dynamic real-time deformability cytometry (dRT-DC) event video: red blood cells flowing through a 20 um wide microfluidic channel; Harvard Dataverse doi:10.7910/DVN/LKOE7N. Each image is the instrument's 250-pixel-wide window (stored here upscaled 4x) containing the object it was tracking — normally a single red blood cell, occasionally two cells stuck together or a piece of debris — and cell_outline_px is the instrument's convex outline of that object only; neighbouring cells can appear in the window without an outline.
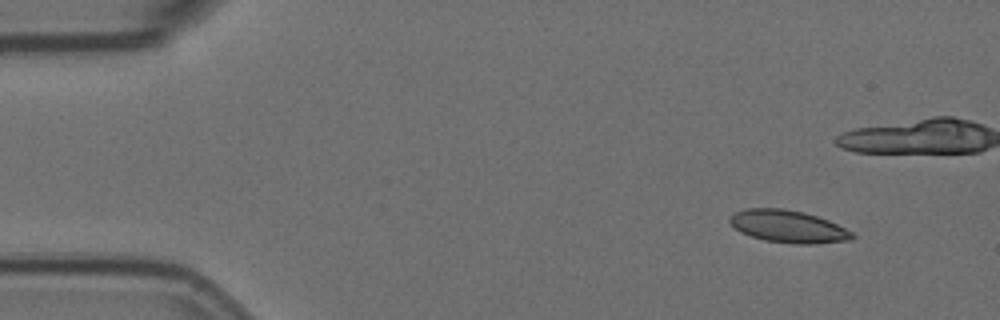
{"species": "Egyptian fruit bat (a non-hibernating species)", "species_latin": "Rousettus aegyptiacus", "temperature_condition": "room temperature", "stored_images_in_passage": 16, "camera_frame_rate_fps": 3000, "um_per_image_px": 0.085, "animal": {"sex": "female"}, "frame": {"image": 1, "passage_image": 1, "time_ms": 0.0, "image_size_px": [1000, 320], "cell_outline_px": [[856, 236], [852, 240], [812, 244], [792, 244], [764, 240], [740, 232], [728, 220], [728, 216], [732, 212], [744, 208], [784, 208], [804, 212], [828, 220], [852, 232]], "centroid_in_image_um": [66.96, 19.24], "position_along_channel_um": 18.0, "area_um2": 23.29}}
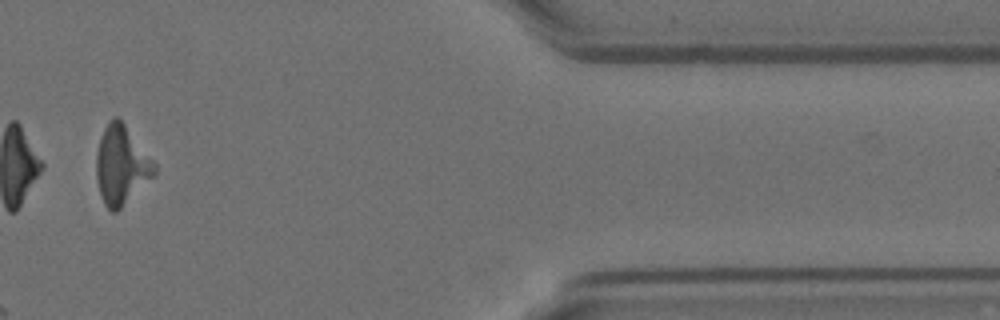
{"frame": {"image": 2, "passage_image": 14, "time_ms": 4.333, "image_size_px": [1000, 320], "cell_outline_px": [[156, 176], [116, 212], [112, 212], [104, 204], [100, 192], [96, 176], [96, 152], [104, 128], [112, 116], [116, 116], [124, 124], [156, 164]], "centroid_in_image_um": [10.33, 14.06], "position_along_channel_um": 401.1, "area_um2": 26.53}}